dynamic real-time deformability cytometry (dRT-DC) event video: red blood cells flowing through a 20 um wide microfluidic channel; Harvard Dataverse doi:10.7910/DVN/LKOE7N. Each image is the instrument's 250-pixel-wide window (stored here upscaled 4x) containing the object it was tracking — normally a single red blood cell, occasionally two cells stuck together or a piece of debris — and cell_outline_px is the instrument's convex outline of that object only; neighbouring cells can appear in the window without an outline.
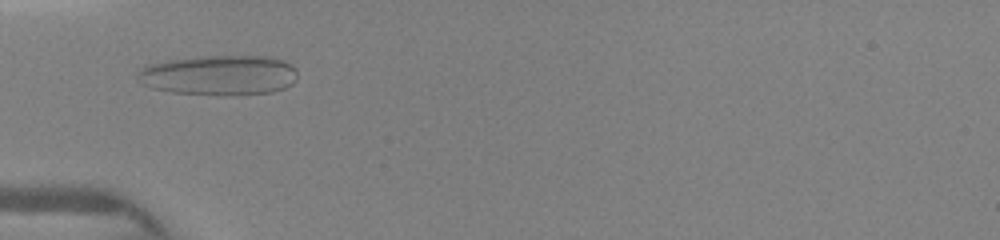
{"species": "human", "species_latin": "Homo sapiens", "temperature_condition": "warm", "stored_images_in_passage": 9, "camera_frame_rate_fps": 3000, "um_per_image_px": 0.085, "donor": {"sex": "female"}, "frame": {"image": 1, "passage_image": 6, "time_ms": 4.667, "image_size_px": [1000, 240], "cell_outline_px": [[296, 80], [292, 84], [284, 88], [272, 92], [228, 96], [172, 92], [152, 88], [140, 84], [136, 80], [136, 72], [140, 68], [148, 64], [168, 60], [208, 56], [264, 56], [284, 60], [296, 68]], "centroid_in_image_um": [18.59, 6.4], "position_along_channel_um": 66.4, "area_um2": 37.74}}
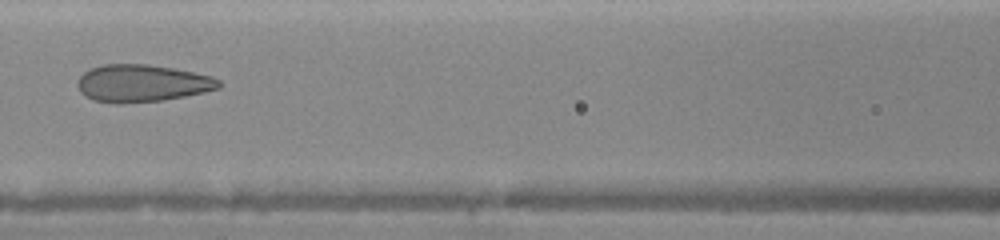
{"frame": {"image": 2, "passage_image": 8, "time_ms": 6.667, "image_size_px": [1000, 240], "cell_outline_px": [[220, 88], [204, 92], [184, 96], [160, 100], [120, 104], [116, 104], [92, 100], [84, 96], [80, 92], [76, 84], [80, 76], [84, 72], [92, 68], [104, 64], [148, 64], [172, 68], [212, 76], [220, 80]], "centroid_in_image_um": [12.04, 7.08], "position_along_channel_um": 154.6, "area_um2": 30.75}}
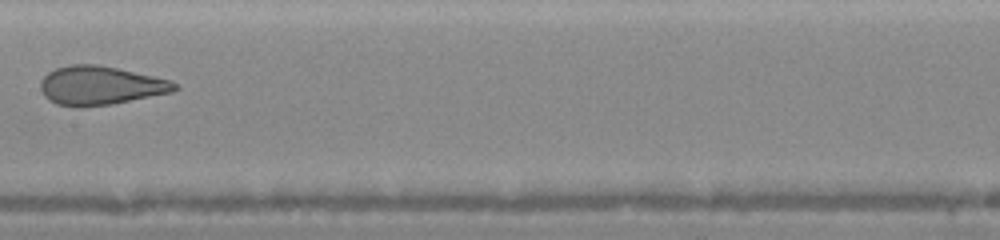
{"frame": {"image": 3, "passage_image": 9, "time_ms": 7.667, "image_size_px": [1000, 240], "cell_outline_px": [[180, 88], [172, 92], [112, 104], [80, 108], [56, 104], [48, 100], [44, 96], [40, 88], [40, 80], [48, 72], [56, 68], [72, 64], [96, 64], [116, 68], [172, 80]], "centroid_in_image_um": [8.51, 7.28], "position_along_channel_um": 198.9, "area_um2": 30.46}}